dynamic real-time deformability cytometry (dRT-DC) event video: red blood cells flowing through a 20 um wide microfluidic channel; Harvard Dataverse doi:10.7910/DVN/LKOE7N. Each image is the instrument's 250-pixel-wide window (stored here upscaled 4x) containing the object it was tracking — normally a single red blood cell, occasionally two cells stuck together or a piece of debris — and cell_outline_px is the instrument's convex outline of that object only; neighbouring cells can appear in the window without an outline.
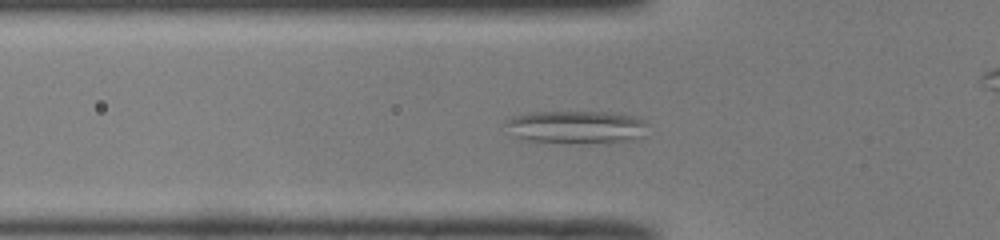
{"species": "common noctule bat (a hibernating species)", "species_latin": "Nyctalus noctula", "temperature_condition": "room temperature", "stored_images_in_passage": 46, "camera_frame_rate_fps": 3000, "um_per_image_px": 0.085, "animal": {"sex": "male", "body_mass_g": 19.0, "forearm_length_mm": 50.8}, "frame": {"image": 1, "passage_image": 11, "time_ms": 3.333, "image_size_px": [1000, 240], "cell_outline_px": [[644, 136], [632, 140], [608, 144], [604, 144], [528, 140], [516, 136], [504, 124], [504, 120], [512, 116], [528, 112], [620, 112], [644, 120]], "centroid_in_image_um": [49.01, 10.79], "position_along_channel_um": 76.8, "area_um2": 27.4}}
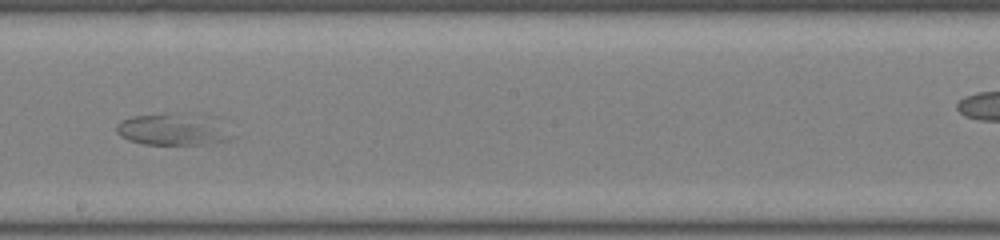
{"frame": {"image": 2, "passage_image": 23, "time_ms": 7.333, "image_size_px": [1000, 240], "cell_outline_px": [[236, 136], [228, 140], [204, 144], [144, 144], [128, 140], [120, 136], [116, 132], [116, 124], [120, 120], [132, 116], [168, 112]], "centroid_in_image_um": [14.29, 11.08], "position_along_channel_um": 233.9, "area_um2": 18.96}}
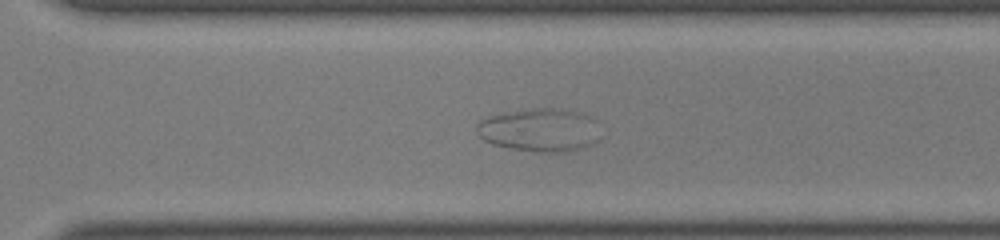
{"frame": {"image": 3, "passage_image": 30, "time_ms": 9.667, "image_size_px": [1000, 240], "cell_outline_px": [[600, 140], [584, 148], [568, 152], [536, 152], [512, 148], [492, 144], [484, 140], [476, 132], [476, 124], [480, 120], [488, 116], [524, 108], [552, 108], [576, 112], [588, 116]], "centroid_in_image_um": [45.79, 11.06], "position_along_channel_um": 324.8, "area_um2": 30.92}}